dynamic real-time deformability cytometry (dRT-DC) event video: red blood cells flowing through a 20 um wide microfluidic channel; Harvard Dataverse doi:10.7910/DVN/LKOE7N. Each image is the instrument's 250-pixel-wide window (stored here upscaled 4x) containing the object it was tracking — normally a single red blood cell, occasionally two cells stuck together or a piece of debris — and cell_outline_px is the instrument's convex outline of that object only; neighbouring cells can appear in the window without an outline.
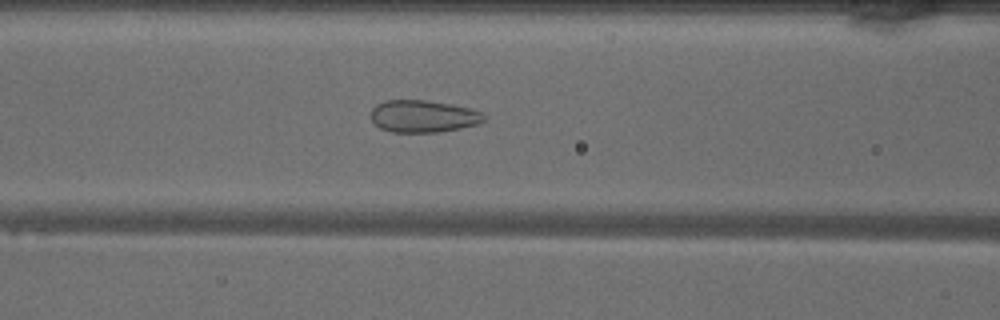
{"species": "common noctule bat (a hibernating species)", "species_latin": "Nyctalus noctula", "temperature_condition": "warm", "stored_images_in_passage": 39, "camera_frame_rate_fps": 3000, "um_per_image_px": 0.085, "animal": {"sex": "male", "body_mass_g": 18.8}, "frame": {"image": 1, "passage_image": 19, "time_ms": 6.0, "image_size_px": [1000, 320], "cell_outline_px": [[484, 120], [480, 124], [460, 128], [436, 132], [392, 132], [380, 128], [372, 120], [372, 108], [376, 104], [384, 100], [424, 100], [448, 104], [468, 108], [484, 112]], "centroid_in_image_um": [35.97, 9.88], "position_along_channel_um": 130.6, "area_um2": 21.1}}
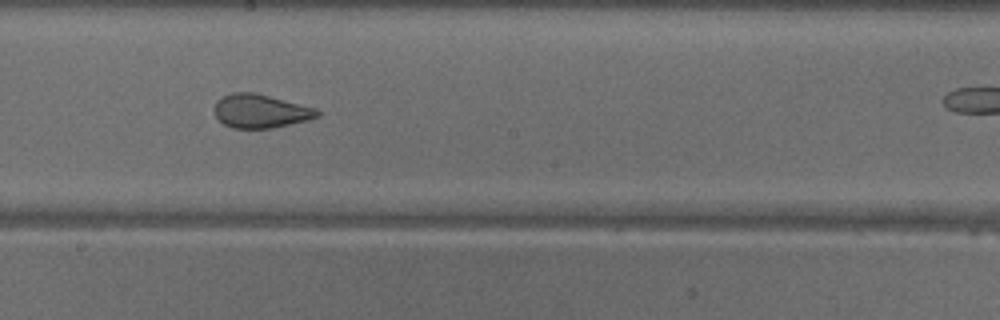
{"frame": {"image": 2, "passage_image": 26, "time_ms": 8.333, "image_size_px": [1000, 320], "cell_outline_px": [[320, 116], [308, 120], [272, 128], [232, 128], [224, 124], [216, 116], [216, 100], [232, 92], [252, 92], [316, 108], [320, 112]], "centroid_in_image_um": [22.16, 9.45], "position_along_channel_um": 226.0, "area_um2": 19.88}}
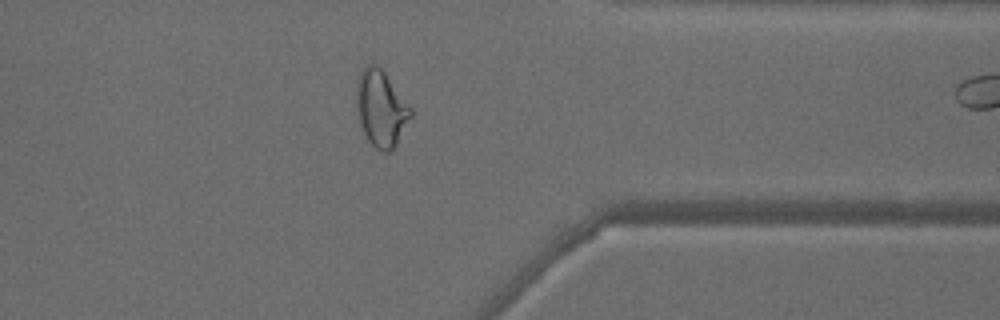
{"frame": {"image": 3, "passage_image": 38, "time_ms": 12.333, "image_size_px": [1000, 320], "cell_outline_px": [[412, 116], [392, 152], [380, 152], [368, 140], [360, 124], [356, 104], [356, 84], [360, 72], [368, 64], [376, 64], [384, 72], [412, 108]], "centroid_in_image_um": [32.39, 9.24], "position_along_channel_um": 379.0, "area_um2": 24.1}}